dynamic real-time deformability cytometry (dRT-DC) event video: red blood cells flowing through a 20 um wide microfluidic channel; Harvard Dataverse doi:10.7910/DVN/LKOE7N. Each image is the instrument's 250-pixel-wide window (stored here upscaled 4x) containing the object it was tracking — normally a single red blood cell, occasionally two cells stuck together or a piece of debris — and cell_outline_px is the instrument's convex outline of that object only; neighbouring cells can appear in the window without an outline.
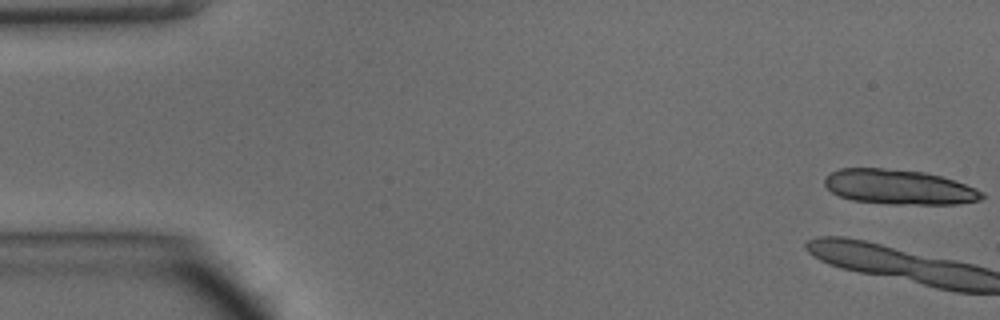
{"species": "common noctule bat (a hibernating species)", "species_latin": "Nyctalus noctula", "temperature_condition": "warm", "stored_images_in_passage": 7, "camera_frame_rate_fps": 3000, "um_per_image_px": 0.085, "animal": {"sex": "male", "body_mass_g": 15.6}, "frame": {"image": 1, "passage_image": 1, "time_ms": 0.0, "image_size_px": [1000, 320], "cell_outline_px": [[984, 196], [980, 200], [956, 204], [892, 204], [852, 200], [840, 196], [832, 192], [824, 184], [824, 180], [832, 172], [840, 168], [880, 168], [924, 172], [940, 176], [976, 188], [984, 192]], "centroid_in_image_um": [76.42, 15.9], "position_along_channel_um": 8.6, "area_um2": 31.67}}